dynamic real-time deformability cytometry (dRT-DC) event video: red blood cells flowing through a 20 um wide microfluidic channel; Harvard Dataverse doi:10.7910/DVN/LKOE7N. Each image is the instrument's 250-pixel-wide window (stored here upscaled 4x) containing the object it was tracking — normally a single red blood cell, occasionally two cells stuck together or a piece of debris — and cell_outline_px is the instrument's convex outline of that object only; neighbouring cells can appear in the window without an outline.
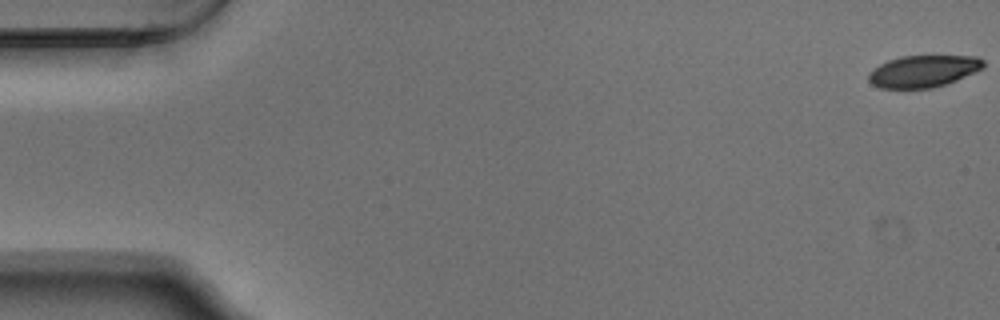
{"species": "Egyptian fruit bat (a non-hibernating species)", "species_latin": "Rousettus aegyptiacus", "temperature_condition": "warm", "stored_images_in_passage": 17, "camera_frame_rate_fps": 3000, "um_per_image_px": 0.085, "animal": {"sex": "male"}, "frame": {"image": 1, "passage_image": 1, "time_ms": 0.0, "image_size_px": [1000, 320], "cell_outline_px": [[984, 68], [976, 72], [956, 80], [932, 88], [880, 88], [872, 84], [868, 80], [868, 76], [880, 64], [888, 60], [900, 56], [976, 56], [984, 60]], "centroid_in_image_um": [78.51, 6.05], "position_along_channel_um": 6.5, "area_um2": 21.21}}
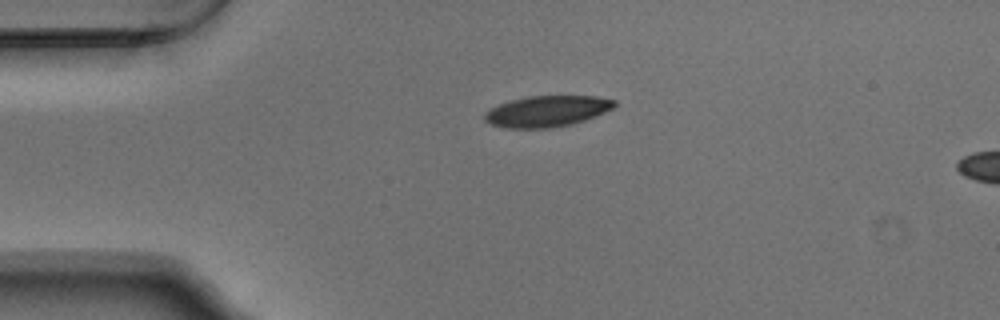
{"frame": {"image": 2, "passage_image": 13, "time_ms": 4.0, "image_size_px": [1000, 320], "cell_outline_px": [[616, 104], [612, 108], [604, 112], [584, 120], [572, 124], [548, 128], [504, 128], [492, 124], [484, 120], [484, 112], [500, 104], [512, 100], [528, 96], [596, 96], [616, 100]], "centroid_in_image_um": [46.48, 9.45], "position_along_channel_um": 38.5, "area_um2": 23.29}}